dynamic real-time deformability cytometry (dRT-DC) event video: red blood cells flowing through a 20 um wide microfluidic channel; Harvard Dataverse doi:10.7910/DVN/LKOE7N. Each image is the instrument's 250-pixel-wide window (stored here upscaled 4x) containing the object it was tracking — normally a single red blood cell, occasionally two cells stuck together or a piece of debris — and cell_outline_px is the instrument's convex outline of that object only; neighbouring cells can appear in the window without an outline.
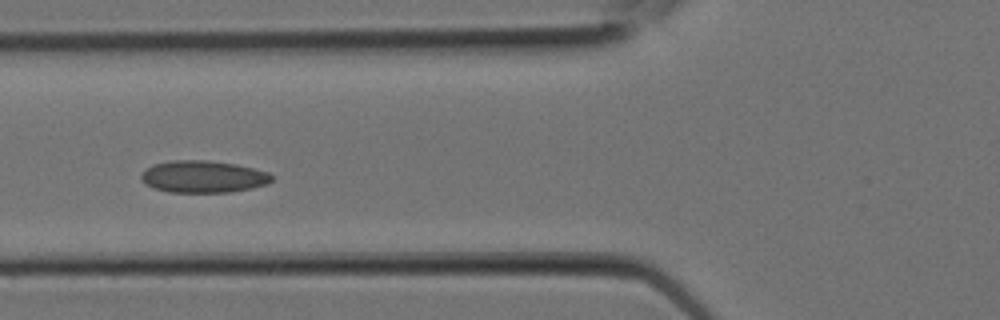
{"species": "Egyptian fruit bat (a non-hibernating species)", "species_latin": "Rousettus aegyptiacus", "temperature_condition": "room temperature", "stored_images_in_passage": 4, "camera_frame_rate_fps": 3000, "um_per_image_px": 0.085, "animal": {"sex": "female"}, "frame": {"image": 1, "passage_image": 4, "time_ms": 1.0, "image_size_px": [1000, 320], "cell_outline_px": [[276, 176], [268, 184], [252, 188], [228, 192], [168, 192], [144, 184], [140, 176], [152, 164], [172, 160], [208, 160], [236, 164], [268, 172]], "centroid_in_image_um": [17.3, 15.01], "position_along_channel_um": 108.5, "area_um2": 24.45}}